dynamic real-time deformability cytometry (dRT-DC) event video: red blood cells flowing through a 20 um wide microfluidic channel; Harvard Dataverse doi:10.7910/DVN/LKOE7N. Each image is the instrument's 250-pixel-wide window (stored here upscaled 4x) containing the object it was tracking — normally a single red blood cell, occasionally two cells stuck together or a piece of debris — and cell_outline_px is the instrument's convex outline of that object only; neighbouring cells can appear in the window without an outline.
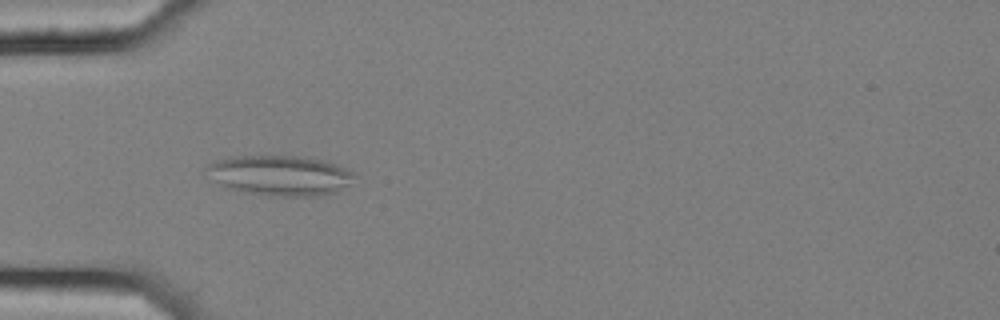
{"species": "common noctule bat (a hibernating species)", "species_latin": "Nyctalus noctula", "temperature_condition": "cold", "stored_images_in_passage": 7, "camera_frame_rate_fps": 3000, "um_per_image_px": 0.085, "animal": {"sex": "female", "body_mass_g": 25.1}, "frame": {"image": 1, "passage_image": 2, "time_ms": 0.333, "image_size_px": [1000, 320], "cell_outline_px": [[352, 176], [348, 184], [336, 192], [320, 196], [268, 196], [244, 192], [224, 188], [204, 168], [208, 164], [216, 160], [232, 156], [296, 156], [320, 160], [344, 168], [352, 172]], "centroid_in_image_um": [23.73, 14.92], "position_along_channel_um": 61.3, "area_um2": 34.16}}